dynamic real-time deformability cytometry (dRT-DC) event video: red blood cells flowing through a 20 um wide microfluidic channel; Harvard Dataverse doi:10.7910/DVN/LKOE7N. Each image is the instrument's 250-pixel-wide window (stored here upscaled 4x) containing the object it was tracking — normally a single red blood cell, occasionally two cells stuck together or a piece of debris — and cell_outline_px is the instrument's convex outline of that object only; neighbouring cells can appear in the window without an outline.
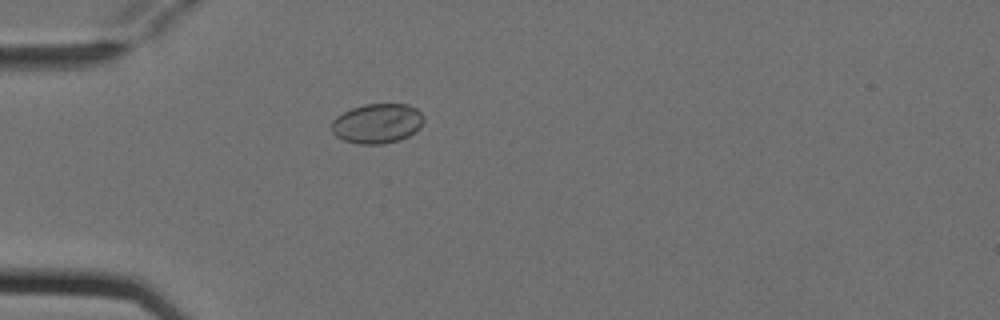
{"species": "Egyptian fruit bat (a non-hibernating species)", "species_latin": "Rousettus aegyptiacus", "temperature_condition": "cold", "stored_images_in_passage": 5, "camera_frame_rate_fps": 3000, "um_per_image_px": 0.085, "animal": {"sex": "female"}, "frame": {"image": 1, "passage_image": 4, "time_ms": 1.0, "image_size_px": [1000, 320], "cell_outline_px": [[424, 120], [420, 128], [408, 136], [400, 140], [384, 144], [360, 144], [344, 140], [336, 136], [332, 132], [332, 120], [336, 116], [352, 108], [364, 104], [408, 104], [416, 108], [424, 116]], "centroid_in_image_um": [32.08, 10.49], "position_along_channel_um": 52.9, "area_um2": 21.44}}